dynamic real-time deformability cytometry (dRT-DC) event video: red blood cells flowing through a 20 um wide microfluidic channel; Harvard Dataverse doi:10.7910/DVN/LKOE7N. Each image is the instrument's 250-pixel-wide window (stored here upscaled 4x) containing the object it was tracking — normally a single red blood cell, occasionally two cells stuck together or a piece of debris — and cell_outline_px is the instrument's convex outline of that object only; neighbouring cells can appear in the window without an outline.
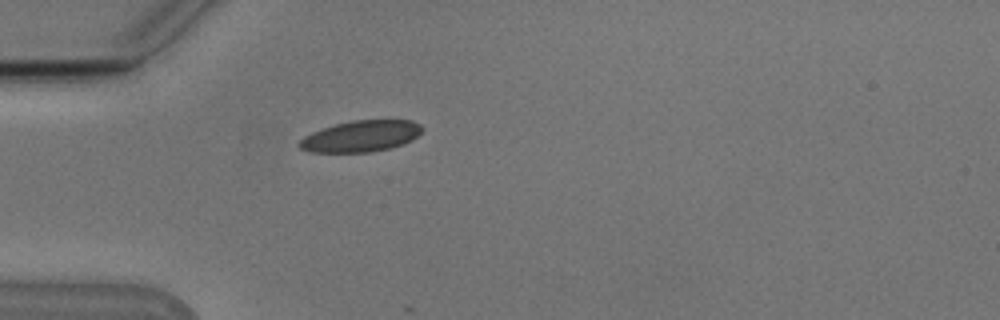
{"species": "Egyptian fruit bat (a non-hibernating species)", "species_latin": "Rousettus aegyptiacus", "temperature_condition": "cold", "stored_images_in_passage": 4, "camera_frame_rate_fps": 3000, "um_per_image_px": 0.085, "animal": {"sex": "male"}, "frame": {"image": 1, "passage_image": 1, "time_ms": 0.0, "image_size_px": [1000, 320], "cell_outline_px": [[424, 128], [412, 140], [404, 144], [388, 148], [368, 152], [308, 152], [300, 148], [296, 144], [304, 136], [312, 132], [336, 124], [352, 120], [412, 120], [420, 124]], "centroid_in_image_um": [30.67, 11.57], "position_along_channel_um": 54.3, "area_um2": 22.31}}